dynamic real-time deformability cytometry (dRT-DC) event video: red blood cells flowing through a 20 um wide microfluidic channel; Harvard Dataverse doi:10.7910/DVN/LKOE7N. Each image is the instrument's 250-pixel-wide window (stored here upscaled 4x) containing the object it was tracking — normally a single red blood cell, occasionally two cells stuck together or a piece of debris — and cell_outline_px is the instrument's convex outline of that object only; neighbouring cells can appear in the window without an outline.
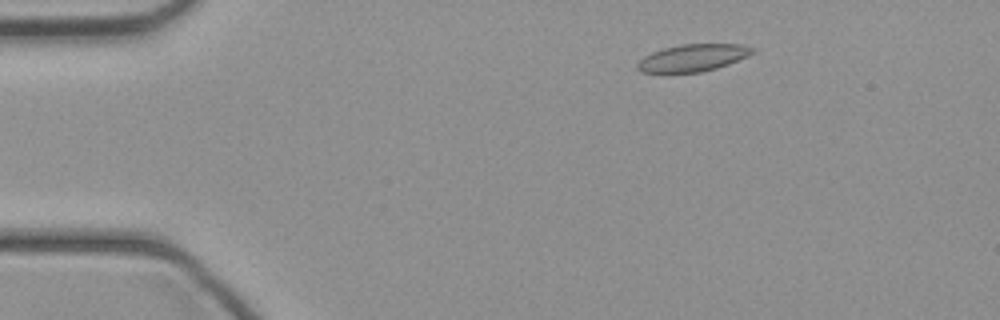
{"species": "common noctule bat (a hibernating species)", "species_latin": "Nyctalus noctula", "temperature_condition": "cold", "stored_images_in_passage": 43, "camera_frame_rate_fps": 3000, "um_per_image_px": 0.085, "animal": {"sex": "female", "body_mass_g": 21.9}, "frame": {"image": 1, "passage_image": 6, "time_ms": 1.667, "image_size_px": [1000, 320], "cell_outline_px": [[756, 52], [748, 56], [728, 64], [716, 68], [700, 72], [640, 72], [636, 68], [636, 64], [644, 56], [652, 52], [664, 48], [680, 44], [740, 44], [756, 48]], "centroid_in_image_um": [58.91, 4.9], "position_along_channel_um": 26.1, "area_um2": 18.21}}
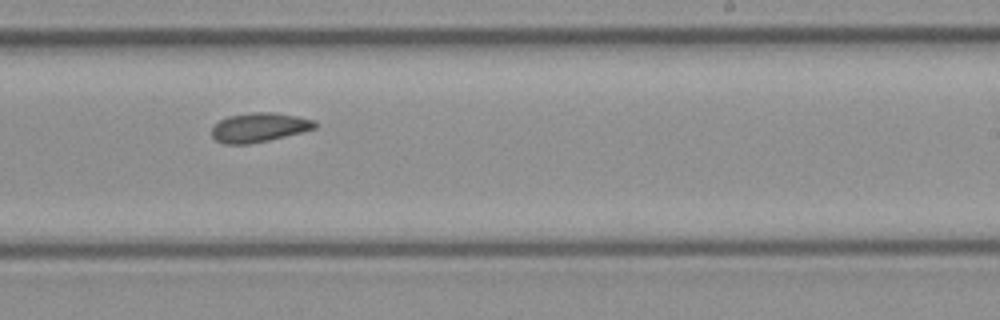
{"frame": {"image": 2, "passage_image": 26, "time_ms": 8.333, "image_size_px": [1000, 320], "cell_outline_px": [[316, 128], [268, 140], [248, 144], [224, 144], [216, 140], [212, 136], [212, 128], [220, 120], [228, 116], [252, 112], [276, 112], [316, 120]], "centroid_in_image_um": [22.02, 10.82], "position_along_channel_um": 267.0, "area_um2": 17.46}}
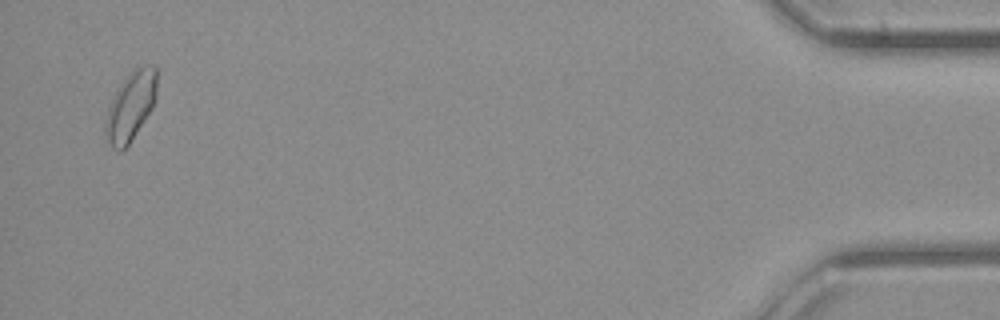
{"frame": {"image": 3, "passage_image": 42, "time_ms": 13.667, "image_size_px": [1000, 320], "cell_outline_px": [[156, 96], [152, 108], [128, 144], [120, 152], [116, 152], [104, 140], [104, 120], [108, 108], [120, 84], [132, 68], [136, 64], [156, 64]], "centroid_in_image_um": [11.08, 9.0], "position_along_channel_um": 424.1, "area_um2": 21.04}}